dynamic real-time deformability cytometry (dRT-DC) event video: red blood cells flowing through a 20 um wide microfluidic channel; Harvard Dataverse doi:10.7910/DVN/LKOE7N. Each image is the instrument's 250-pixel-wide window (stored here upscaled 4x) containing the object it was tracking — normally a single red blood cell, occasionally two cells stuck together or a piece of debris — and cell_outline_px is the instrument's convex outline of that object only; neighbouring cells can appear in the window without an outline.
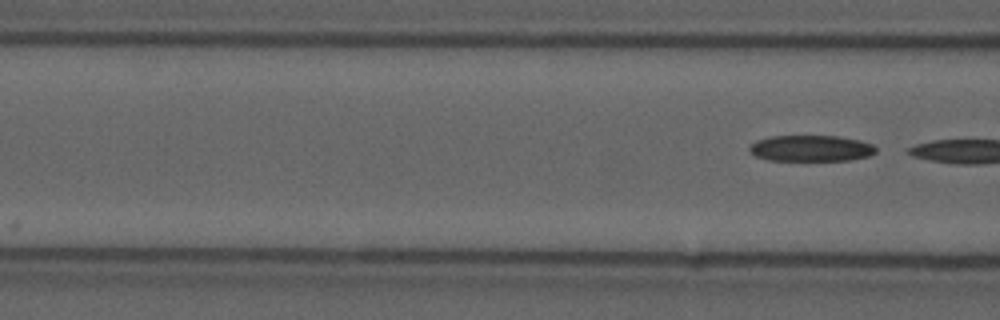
{"species": "common noctule bat (a hibernating species)", "species_latin": "Nyctalus noctula", "temperature_condition": "cold", "stored_images_in_passage": 5, "camera_frame_rate_fps": 3000, "um_per_image_px": 0.085, "animal": {"sex": "male", "forearm_length_mm": 52.5}, "frame": {"image": 1, "passage_image": 5, "time_ms": 1.333, "image_size_px": [1000, 320], "cell_outline_px": [[876, 152], [868, 156], [848, 160], [768, 160], [756, 156], [748, 152], [748, 148], [756, 140], [772, 136], [836, 136], [860, 140], [872, 144], [876, 148]], "centroid_in_image_um": [68.91, 12.6], "position_along_channel_um": 97.7, "area_um2": 19.19}}